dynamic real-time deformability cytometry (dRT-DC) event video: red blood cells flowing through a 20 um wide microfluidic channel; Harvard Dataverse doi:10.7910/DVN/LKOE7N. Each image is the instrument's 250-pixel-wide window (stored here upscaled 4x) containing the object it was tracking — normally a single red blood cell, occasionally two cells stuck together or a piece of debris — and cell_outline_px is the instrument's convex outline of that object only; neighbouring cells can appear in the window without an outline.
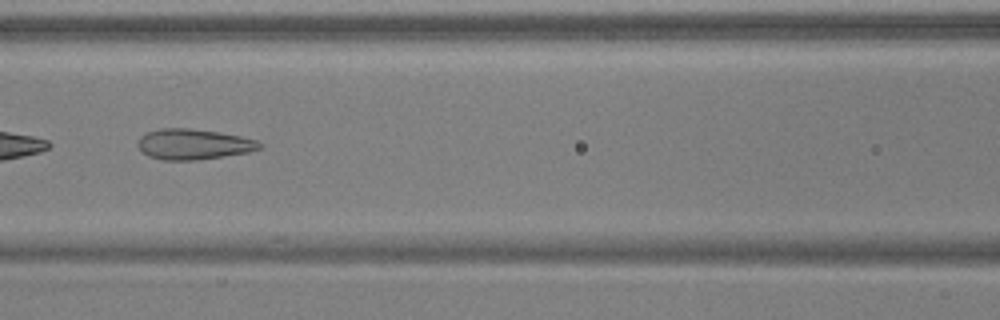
{"species": "common noctule bat (a hibernating species)", "species_latin": "Nyctalus noctula", "temperature_condition": "warm", "stored_images_in_passage": 8, "camera_frame_rate_fps": 3000, "um_per_image_px": 0.085, "animal": {"sex": "male", "body_mass_g": 17.9, "forearm_length_mm": 54.2}, "frame": {"image": 1, "passage_image": 7, "time_ms": 2.0, "image_size_px": [1000, 320], "cell_outline_px": [[264, 148], [248, 152], [196, 160], [164, 160], [148, 156], [136, 144], [140, 136], [148, 132], [160, 128], [188, 128], [220, 132], [240, 136], [256, 140], [264, 144]], "centroid_in_image_um": [16.47, 12.25], "position_along_channel_um": 150.1, "area_um2": 21.68}}
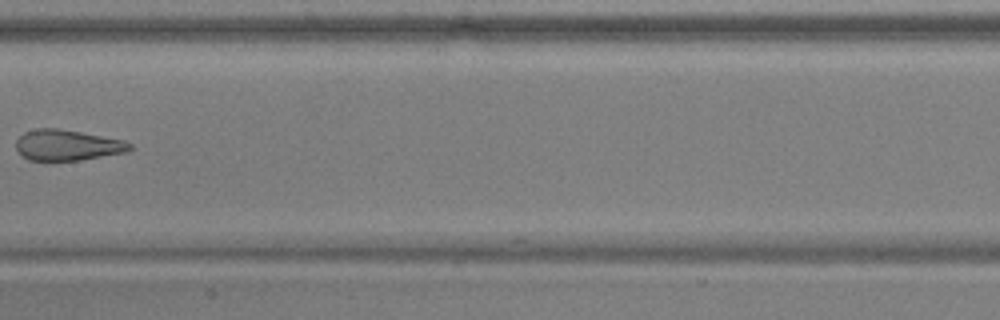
{"frame": {"image": 2, "passage_image": 8, "time_ms": 2.333, "image_size_px": [1000, 320], "cell_outline_px": [[132, 148], [128, 152], [80, 160], [28, 160], [16, 148], [16, 140], [24, 132], [36, 128], [56, 128], [80, 132], [124, 140], [132, 144]], "centroid_in_image_um": [5.74, 12.33], "position_along_channel_um": 201.7, "area_um2": 20.29}}